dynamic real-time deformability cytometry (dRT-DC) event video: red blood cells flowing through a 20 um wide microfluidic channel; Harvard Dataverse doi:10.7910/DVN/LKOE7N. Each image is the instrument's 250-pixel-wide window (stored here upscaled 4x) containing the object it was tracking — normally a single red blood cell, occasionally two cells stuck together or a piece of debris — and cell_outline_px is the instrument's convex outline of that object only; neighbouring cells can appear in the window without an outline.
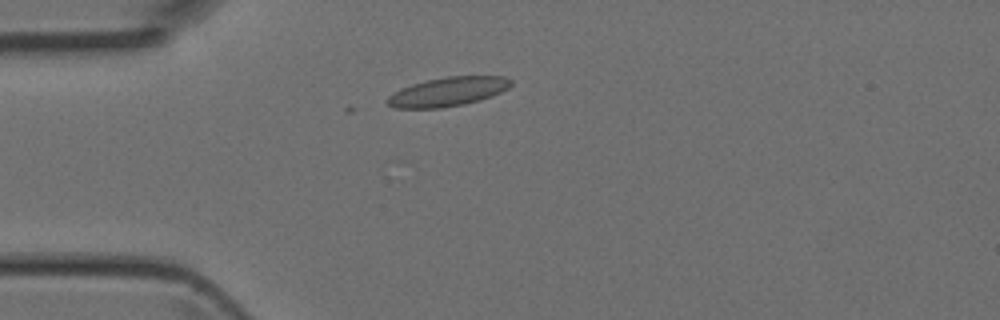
{"species": "Egyptian fruit bat (a non-hibernating species)", "species_latin": "Rousettus aegyptiacus", "temperature_condition": "room temperature", "stored_images_in_passage": 10, "camera_frame_rate_fps": 3000, "um_per_image_px": 0.085, "animal": {"sex": "female"}, "frame": {"image": 1, "passage_image": 7, "time_ms": 2.0, "image_size_px": [1000, 320], "cell_outline_px": [[512, 84], [508, 88], [492, 96], [480, 100], [464, 104], [440, 108], [392, 108], [384, 100], [388, 96], [412, 84], [428, 80], [448, 76], [504, 76], [512, 80]], "centroid_in_image_um": [38.08, 7.8], "position_along_channel_um": 46.9, "area_um2": 20.81}}